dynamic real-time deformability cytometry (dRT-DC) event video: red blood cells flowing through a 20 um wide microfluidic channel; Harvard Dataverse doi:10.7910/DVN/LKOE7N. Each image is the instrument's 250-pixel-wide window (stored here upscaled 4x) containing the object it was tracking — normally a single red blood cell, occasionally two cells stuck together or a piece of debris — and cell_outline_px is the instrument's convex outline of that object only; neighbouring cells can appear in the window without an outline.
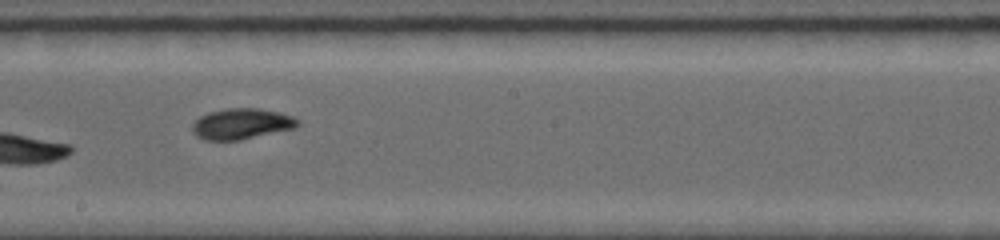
{"species": "common noctule bat (a hibernating species)", "species_latin": "Nyctalus noctula", "temperature_condition": "room temperature", "stored_images_in_passage": 17, "camera_frame_rate_fps": 5000, "um_per_image_px": 0.085, "animal": {"sex": "female", "body_mass_g": 19.0, "forearm_length_mm": 56.7}, "frame": {"image": 1, "passage_image": 10, "time_ms": 7.2, "image_size_px": [1000, 240], "cell_outline_px": [[300, 124], [296, 128], [240, 140], [204, 140], [196, 136], [192, 132], [192, 124], [200, 116], [208, 112], [224, 108], [260, 108], [280, 112], [292, 116], [300, 120]], "centroid_in_image_um": [20.54, 10.52], "position_along_channel_um": 227.7, "area_um2": 19.19}, "authors_computed_cell_mechanics": {"area_um2": 17.3978, "velocity_mm_per_s": 3.8766, "shape_relaxation_time_tau1_ms": 3.7261, "shape_relaxation_time_tau2_ms": null, "deformation_change_tau1": 0.1443, "deformation_change_tau2": null}}